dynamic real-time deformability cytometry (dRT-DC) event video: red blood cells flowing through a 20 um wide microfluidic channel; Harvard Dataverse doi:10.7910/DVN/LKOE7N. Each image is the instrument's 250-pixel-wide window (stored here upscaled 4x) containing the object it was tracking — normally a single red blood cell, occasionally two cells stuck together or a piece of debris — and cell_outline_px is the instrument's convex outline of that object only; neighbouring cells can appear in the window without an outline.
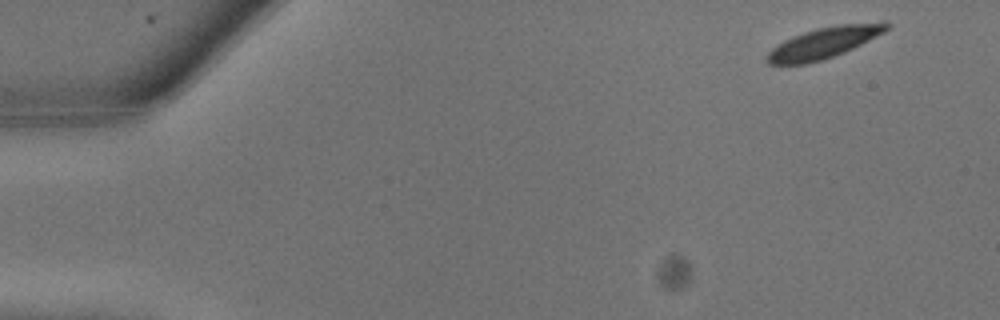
{"species": "common noctule bat (a hibernating species)", "species_latin": "Nyctalus noctula", "temperature_condition": "warm", "stored_images_in_passage": 9, "camera_frame_rate_fps": 3000, "um_per_image_px": 0.085, "animal": {"sex": "male", "body_mass_g": 13.3}, "frame": {"image": 1, "passage_image": 1, "time_ms": 0.0, "image_size_px": [1000, 320], "cell_outline_px": [[892, 24], [884, 32], [844, 52], [820, 60], [804, 64], [768, 64], [764, 60], [764, 56], [772, 48], [784, 40], [792, 36], [816, 28], [840, 24], [884, 20], [888, 20]], "centroid_in_image_um": [70.05, 3.6], "position_along_channel_um": 14.9, "area_um2": 21.79}}
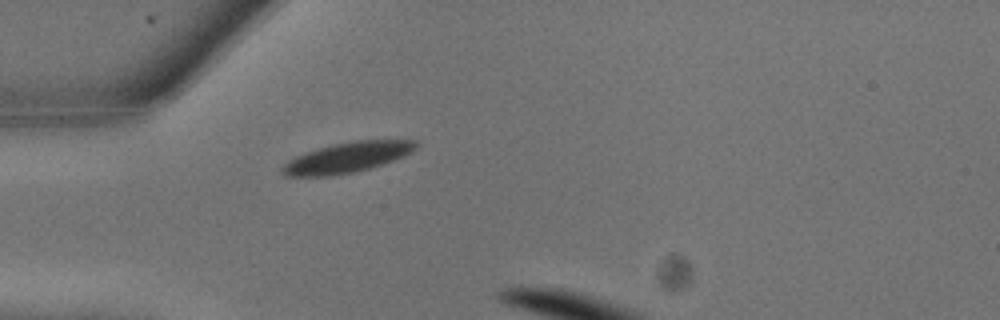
{"frame": {"image": 2, "passage_image": 7, "time_ms": 2.0, "image_size_px": [1000, 320], "cell_outline_px": [[420, 144], [412, 152], [404, 156], [368, 168], [352, 172], [328, 176], [284, 176], [280, 172], [280, 168], [288, 160], [304, 152], [332, 144], [352, 140], [416, 140]], "centroid_in_image_um": [29.48, 13.37], "position_along_channel_um": 55.5, "area_um2": 23.58}}